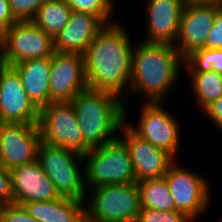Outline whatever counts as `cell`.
Masks as SVG:
<instances>
[{"instance_id":"6da1fadb","label":"cell","mask_w":222,"mask_h":222,"mask_svg":"<svg viewBox=\"0 0 222 222\" xmlns=\"http://www.w3.org/2000/svg\"><path fill=\"white\" fill-rule=\"evenodd\" d=\"M116 22L105 24L83 54L89 89L110 92L125 101L130 87L133 45L127 30ZM127 102V103H126Z\"/></svg>"},{"instance_id":"7a4b0ae2","label":"cell","mask_w":222,"mask_h":222,"mask_svg":"<svg viewBox=\"0 0 222 222\" xmlns=\"http://www.w3.org/2000/svg\"><path fill=\"white\" fill-rule=\"evenodd\" d=\"M136 45L132 53L127 97L136 93L135 95L144 97L143 102H165L167 95L176 88L180 79L184 59L171 44L141 41Z\"/></svg>"},{"instance_id":"3957f363","label":"cell","mask_w":222,"mask_h":222,"mask_svg":"<svg viewBox=\"0 0 222 222\" xmlns=\"http://www.w3.org/2000/svg\"><path fill=\"white\" fill-rule=\"evenodd\" d=\"M83 141L90 147H100L118 138L125 122V105L121 98L106 91L85 89L73 99Z\"/></svg>"},{"instance_id":"277c9868","label":"cell","mask_w":222,"mask_h":222,"mask_svg":"<svg viewBox=\"0 0 222 222\" xmlns=\"http://www.w3.org/2000/svg\"><path fill=\"white\" fill-rule=\"evenodd\" d=\"M86 190L85 222H136L141 210L136 183L102 185Z\"/></svg>"},{"instance_id":"5b68a950","label":"cell","mask_w":222,"mask_h":222,"mask_svg":"<svg viewBox=\"0 0 222 222\" xmlns=\"http://www.w3.org/2000/svg\"><path fill=\"white\" fill-rule=\"evenodd\" d=\"M83 156L86 189L136 183L128 147L119 137Z\"/></svg>"},{"instance_id":"8992f818","label":"cell","mask_w":222,"mask_h":222,"mask_svg":"<svg viewBox=\"0 0 222 222\" xmlns=\"http://www.w3.org/2000/svg\"><path fill=\"white\" fill-rule=\"evenodd\" d=\"M37 161L55 185L60 197L85 201V172L84 168L81 170L79 167L84 161L83 154L41 142L37 151Z\"/></svg>"},{"instance_id":"52a82bcc","label":"cell","mask_w":222,"mask_h":222,"mask_svg":"<svg viewBox=\"0 0 222 222\" xmlns=\"http://www.w3.org/2000/svg\"><path fill=\"white\" fill-rule=\"evenodd\" d=\"M37 126L43 143L62 146L83 155L91 149L83 141L71 101L51 102L42 107Z\"/></svg>"},{"instance_id":"ba28073f","label":"cell","mask_w":222,"mask_h":222,"mask_svg":"<svg viewBox=\"0 0 222 222\" xmlns=\"http://www.w3.org/2000/svg\"><path fill=\"white\" fill-rule=\"evenodd\" d=\"M141 104L137 126L127 121V114H125V122L141 138L178 160L181 139L178 118L170 114L171 112L164 107V102H142Z\"/></svg>"},{"instance_id":"9c48e42d","label":"cell","mask_w":222,"mask_h":222,"mask_svg":"<svg viewBox=\"0 0 222 222\" xmlns=\"http://www.w3.org/2000/svg\"><path fill=\"white\" fill-rule=\"evenodd\" d=\"M164 178L174 199L175 209L196 221L211 202V187L207 178L179 165L176 160L168 167Z\"/></svg>"},{"instance_id":"30bf717a","label":"cell","mask_w":222,"mask_h":222,"mask_svg":"<svg viewBox=\"0 0 222 222\" xmlns=\"http://www.w3.org/2000/svg\"><path fill=\"white\" fill-rule=\"evenodd\" d=\"M53 53V38L33 21H16L4 32V65L12 66L29 59L51 57Z\"/></svg>"},{"instance_id":"8fae6325","label":"cell","mask_w":222,"mask_h":222,"mask_svg":"<svg viewBox=\"0 0 222 222\" xmlns=\"http://www.w3.org/2000/svg\"><path fill=\"white\" fill-rule=\"evenodd\" d=\"M40 143L37 124L4 122L0 128V165L11 170L35 162Z\"/></svg>"},{"instance_id":"7c38bea8","label":"cell","mask_w":222,"mask_h":222,"mask_svg":"<svg viewBox=\"0 0 222 222\" xmlns=\"http://www.w3.org/2000/svg\"><path fill=\"white\" fill-rule=\"evenodd\" d=\"M217 14V4L185 3L174 47L183 59L206 48L207 36Z\"/></svg>"},{"instance_id":"4fadbf2b","label":"cell","mask_w":222,"mask_h":222,"mask_svg":"<svg viewBox=\"0 0 222 222\" xmlns=\"http://www.w3.org/2000/svg\"><path fill=\"white\" fill-rule=\"evenodd\" d=\"M120 133L122 136L118 137L125 143L130 153L136 182L164 177L175 159L166 151L137 135L126 122L121 125Z\"/></svg>"},{"instance_id":"5bb4252c","label":"cell","mask_w":222,"mask_h":222,"mask_svg":"<svg viewBox=\"0 0 222 222\" xmlns=\"http://www.w3.org/2000/svg\"><path fill=\"white\" fill-rule=\"evenodd\" d=\"M39 109L27 96L12 67L0 64V116L3 122L37 124Z\"/></svg>"},{"instance_id":"9a60e30c","label":"cell","mask_w":222,"mask_h":222,"mask_svg":"<svg viewBox=\"0 0 222 222\" xmlns=\"http://www.w3.org/2000/svg\"><path fill=\"white\" fill-rule=\"evenodd\" d=\"M87 88L83 55L54 51L49 77L50 103L72 101Z\"/></svg>"},{"instance_id":"2e32d148","label":"cell","mask_w":222,"mask_h":222,"mask_svg":"<svg viewBox=\"0 0 222 222\" xmlns=\"http://www.w3.org/2000/svg\"><path fill=\"white\" fill-rule=\"evenodd\" d=\"M146 35L141 41L146 43L174 45L178 36L184 0H147Z\"/></svg>"},{"instance_id":"e0dca14e","label":"cell","mask_w":222,"mask_h":222,"mask_svg":"<svg viewBox=\"0 0 222 222\" xmlns=\"http://www.w3.org/2000/svg\"><path fill=\"white\" fill-rule=\"evenodd\" d=\"M10 175L13 203L22 205L27 202L53 201L61 198L37 160L11 169Z\"/></svg>"},{"instance_id":"ac0fdd59","label":"cell","mask_w":222,"mask_h":222,"mask_svg":"<svg viewBox=\"0 0 222 222\" xmlns=\"http://www.w3.org/2000/svg\"><path fill=\"white\" fill-rule=\"evenodd\" d=\"M104 25L93 14L72 11L67 25L53 39L54 51L83 55Z\"/></svg>"},{"instance_id":"d6986e66","label":"cell","mask_w":222,"mask_h":222,"mask_svg":"<svg viewBox=\"0 0 222 222\" xmlns=\"http://www.w3.org/2000/svg\"><path fill=\"white\" fill-rule=\"evenodd\" d=\"M12 67L19 74L27 96L39 110L50 103L51 57L29 59Z\"/></svg>"},{"instance_id":"ffe728a7","label":"cell","mask_w":222,"mask_h":222,"mask_svg":"<svg viewBox=\"0 0 222 222\" xmlns=\"http://www.w3.org/2000/svg\"><path fill=\"white\" fill-rule=\"evenodd\" d=\"M39 222H85V201L59 198L22 204Z\"/></svg>"},{"instance_id":"44dd1931","label":"cell","mask_w":222,"mask_h":222,"mask_svg":"<svg viewBox=\"0 0 222 222\" xmlns=\"http://www.w3.org/2000/svg\"><path fill=\"white\" fill-rule=\"evenodd\" d=\"M71 12L65 0H47L32 21L54 39L67 25Z\"/></svg>"},{"instance_id":"7402d4cb","label":"cell","mask_w":222,"mask_h":222,"mask_svg":"<svg viewBox=\"0 0 222 222\" xmlns=\"http://www.w3.org/2000/svg\"><path fill=\"white\" fill-rule=\"evenodd\" d=\"M140 192L141 208L160 211L176 210L174 199L164 177L136 182Z\"/></svg>"},{"instance_id":"603a6c76","label":"cell","mask_w":222,"mask_h":222,"mask_svg":"<svg viewBox=\"0 0 222 222\" xmlns=\"http://www.w3.org/2000/svg\"><path fill=\"white\" fill-rule=\"evenodd\" d=\"M190 77L192 95L203 111L209 104L222 96V74L216 71L187 72Z\"/></svg>"},{"instance_id":"cb8c5ba5","label":"cell","mask_w":222,"mask_h":222,"mask_svg":"<svg viewBox=\"0 0 222 222\" xmlns=\"http://www.w3.org/2000/svg\"><path fill=\"white\" fill-rule=\"evenodd\" d=\"M186 72L216 71L222 74V48L199 49L184 59Z\"/></svg>"},{"instance_id":"d4e9b609","label":"cell","mask_w":222,"mask_h":222,"mask_svg":"<svg viewBox=\"0 0 222 222\" xmlns=\"http://www.w3.org/2000/svg\"><path fill=\"white\" fill-rule=\"evenodd\" d=\"M72 11L97 16L104 24L116 22L112 19L115 2L113 0H65Z\"/></svg>"},{"instance_id":"484cf974","label":"cell","mask_w":222,"mask_h":222,"mask_svg":"<svg viewBox=\"0 0 222 222\" xmlns=\"http://www.w3.org/2000/svg\"><path fill=\"white\" fill-rule=\"evenodd\" d=\"M136 222H192V220L177 210L160 211L141 208Z\"/></svg>"},{"instance_id":"4316f807","label":"cell","mask_w":222,"mask_h":222,"mask_svg":"<svg viewBox=\"0 0 222 222\" xmlns=\"http://www.w3.org/2000/svg\"><path fill=\"white\" fill-rule=\"evenodd\" d=\"M47 0H8L11 14L16 21H32Z\"/></svg>"},{"instance_id":"83f0119b","label":"cell","mask_w":222,"mask_h":222,"mask_svg":"<svg viewBox=\"0 0 222 222\" xmlns=\"http://www.w3.org/2000/svg\"><path fill=\"white\" fill-rule=\"evenodd\" d=\"M2 222H39L32 217L23 205L12 203L0 206Z\"/></svg>"},{"instance_id":"f1b7e54d","label":"cell","mask_w":222,"mask_h":222,"mask_svg":"<svg viewBox=\"0 0 222 222\" xmlns=\"http://www.w3.org/2000/svg\"><path fill=\"white\" fill-rule=\"evenodd\" d=\"M222 48V4H217V14L215 22L210 30L207 40L206 49H221Z\"/></svg>"},{"instance_id":"f546056e","label":"cell","mask_w":222,"mask_h":222,"mask_svg":"<svg viewBox=\"0 0 222 222\" xmlns=\"http://www.w3.org/2000/svg\"><path fill=\"white\" fill-rule=\"evenodd\" d=\"M13 203L10 170L0 165V206Z\"/></svg>"},{"instance_id":"4dcf8cb0","label":"cell","mask_w":222,"mask_h":222,"mask_svg":"<svg viewBox=\"0 0 222 222\" xmlns=\"http://www.w3.org/2000/svg\"><path fill=\"white\" fill-rule=\"evenodd\" d=\"M203 113L212 120V123L222 131V96L216 101L209 104L204 110Z\"/></svg>"},{"instance_id":"1f68e13d","label":"cell","mask_w":222,"mask_h":222,"mask_svg":"<svg viewBox=\"0 0 222 222\" xmlns=\"http://www.w3.org/2000/svg\"><path fill=\"white\" fill-rule=\"evenodd\" d=\"M16 22L11 14L8 0H0V30L5 32Z\"/></svg>"},{"instance_id":"d6a6232c","label":"cell","mask_w":222,"mask_h":222,"mask_svg":"<svg viewBox=\"0 0 222 222\" xmlns=\"http://www.w3.org/2000/svg\"><path fill=\"white\" fill-rule=\"evenodd\" d=\"M185 3L222 4V0H184Z\"/></svg>"},{"instance_id":"836d02e7","label":"cell","mask_w":222,"mask_h":222,"mask_svg":"<svg viewBox=\"0 0 222 222\" xmlns=\"http://www.w3.org/2000/svg\"><path fill=\"white\" fill-rule=\"evenodd\" d=\"M3 42H4V32L0 30V64H2V59H3Z\"/></svg>"},{"instance_id":"e575fe53","label":"cell","mask_w":222,"mask_h":222,"mask_svg":"<svg viewBox=\"0 0 222 222\" xmlns=\"http://www.w3.org/2000/svg\"><path fill=\"white\" fill-rule=\"evenodd\" d=\"M3 123H4V122L2 121L1 116H0V128H1V126H2Z\"/></svg>"}]
</instances>
